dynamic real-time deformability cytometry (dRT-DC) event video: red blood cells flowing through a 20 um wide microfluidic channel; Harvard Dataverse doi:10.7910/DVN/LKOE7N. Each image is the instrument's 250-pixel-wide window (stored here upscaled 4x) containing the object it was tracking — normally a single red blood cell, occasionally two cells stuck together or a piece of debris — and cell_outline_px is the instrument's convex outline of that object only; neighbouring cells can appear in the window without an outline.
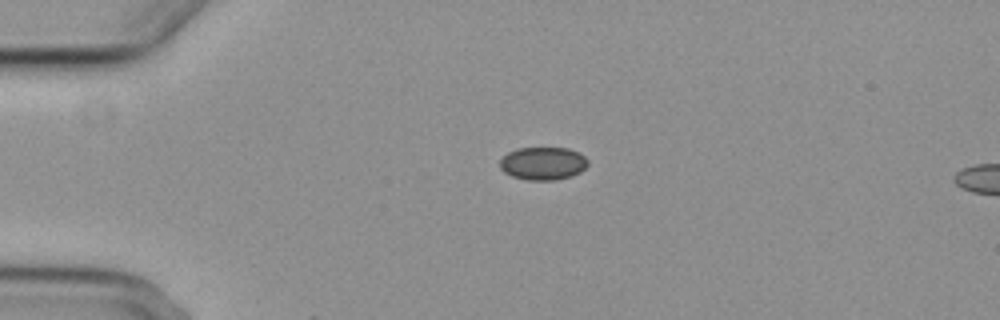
{"species": "common noctule bat (a hibernating species)", "species_latin": "Nyctalus noctula", "temperature_condition": "cold", "stored_images_in_passage": 2, "camera_frame_rate_fps": 3000, "um_per_image_px": 0.085, "animal": {"sex": "female", "body_mass_g": 29.2, "forearm_length_mm": 56.3}, "frame": {"image": 1, "passage_image": 1, "time_ms": 0.0, "image_size_px": [1000, 320], "cell_outline_px": [[588, 164], [580, 172], [572, 176], [556, 180], [528, 180], [512, 176], [504, 172], [500, 168], [500, 160], [508, 152], [516, 148], [568, 148], [580, 152], [588, 160]], "centroid_in_image_um": [46.16, 13.89], "position_along_channel_um": 38.8, "area_um2": 16.99}}